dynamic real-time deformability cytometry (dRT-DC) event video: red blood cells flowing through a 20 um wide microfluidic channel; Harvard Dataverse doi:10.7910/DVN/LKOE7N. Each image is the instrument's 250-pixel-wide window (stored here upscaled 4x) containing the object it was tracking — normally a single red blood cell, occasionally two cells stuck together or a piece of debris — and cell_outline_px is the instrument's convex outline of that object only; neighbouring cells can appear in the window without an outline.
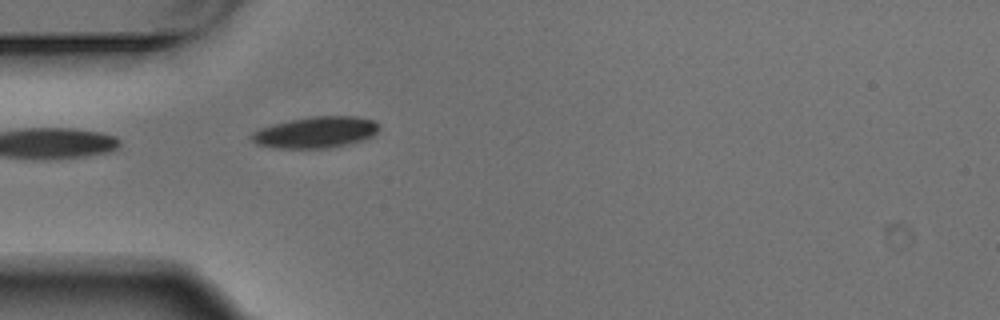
{"species": "Egyptian fruit bat (a non-hibernating species)", "species_latin": "Rousettus aegyptiacus", "temperature_condition": "warm", "stored_images_in_passage": 3, "camera_frame_rate_fps": 3000, "um_per_image_px": 0.085, "animal": {"sex": "male"}, "frame": {"image": 1, "passage_image": 3, "time_ms": 0.667, "image_size_px": [1000, 320], "cell_outline_px": [[380, 128], [372, 136], [360, 140], [328, 148], [276, 148], [256, 144], [248, 136], [252, 132], [260, 128], [272, 124], [312, 116], [356, 116], [372, 120], [380, 124]], "centroid_in_image_um": [26.8, 11.24], "position_along_channel_um": 58.2, "area_um2": 23.12}}